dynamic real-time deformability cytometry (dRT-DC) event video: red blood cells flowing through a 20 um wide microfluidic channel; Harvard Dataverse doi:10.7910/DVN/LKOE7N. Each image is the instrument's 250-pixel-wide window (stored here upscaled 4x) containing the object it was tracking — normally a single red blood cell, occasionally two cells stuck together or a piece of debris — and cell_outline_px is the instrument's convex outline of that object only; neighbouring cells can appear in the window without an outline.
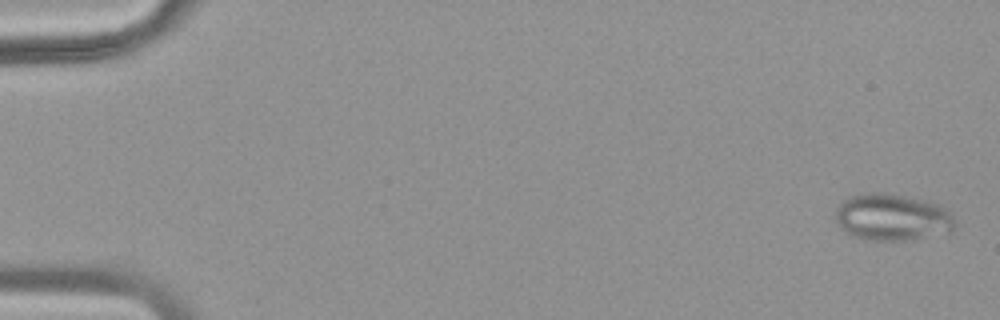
{"species": "common noctule bat (a hibernating species)", "species_latin": "Nyctalus noctula", "temperature_condition": "warm", "stored_images_in_passage": 51, "camera_frame_rate_fps": 3000, "um_per_image_px": 0.085, "animal": {"sex": "female", "body_mass_g": 18.4}, "frame": {"image": 1, "passage_image": 2, "time_ms": 0.333, "image_size_px": [1000, 320], "cell_outline_px": [[956, 224], [952, 232], [904, 240], [876, 240], [856, 236], [848, 232], [836, 220], [836, 212], [840, 204], [844, 200], [852, 196], [872, 192], [880, 192], [928, 200], [940, 204], [948, 208], [952, 212], [956, 220]], "centroid_in_image_um": [75.96, 18.45], "position_along_channel_um": 9.0, "area_um2": 32.37}}
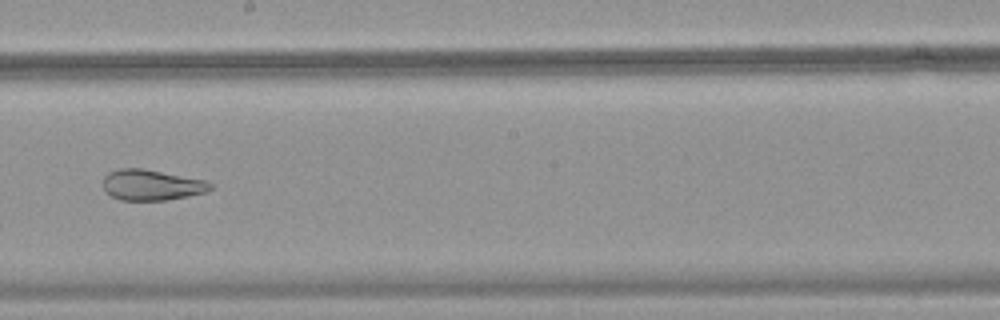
{"frame": {"image": 2, "passage_image": 30, "time_ms": 9.667, "image_size_px": [1000, 320], "cell_outline_px": [[216, 184], [212, 188], [204, 192], [188, 196], [168, 200], [120, 200], [104, 192], [104, 176], [108, 172], [120, 168], [144, 168], [208, 180]], "centroid_in_image_um": [12.92, 15.71], "position_along_channel_um": 235.3, "area_um2": 19.54}}
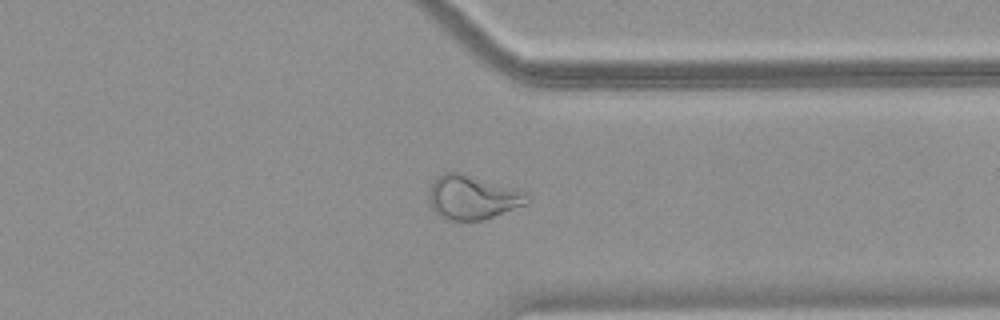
{"frame": {"image": 3, "passage_image": 40, "time_ms": 13.0, "image_size_px": [1000, 320], "cell_outline_px": [[532, 200], [524, 204], [492, 216], [480, 220], [444, 220], [432, 208], [428, 200], [428, 196], [432, 184], [436, 176], [444, 172], [460, 172], [524, 192]], "centroid_in_image_um": [40.08, 16.77], "position_along_channel_um": 371.3, "area_um2": 24.68}}